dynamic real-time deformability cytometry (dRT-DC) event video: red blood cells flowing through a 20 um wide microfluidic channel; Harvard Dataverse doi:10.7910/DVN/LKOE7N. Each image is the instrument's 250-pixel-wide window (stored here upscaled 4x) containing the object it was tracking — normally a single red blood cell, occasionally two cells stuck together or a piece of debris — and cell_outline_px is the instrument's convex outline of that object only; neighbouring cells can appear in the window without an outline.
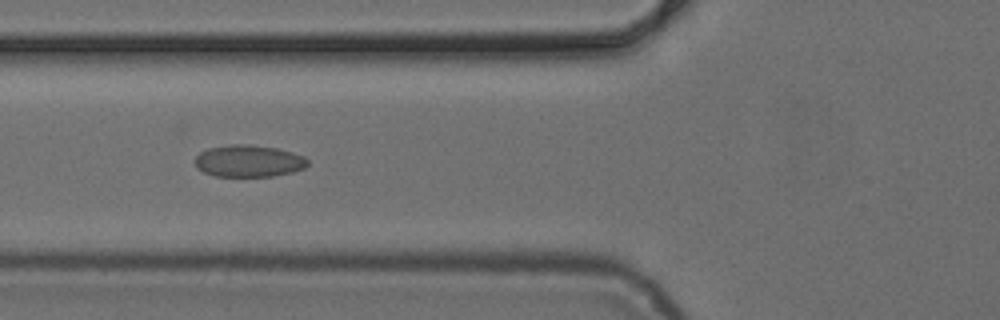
{"species": "common noctule bat (a hibernating species)", "species_latin": "Nyctalus noctula", "temperature_condition": "cold", "stored_images_in_passage": 7, "camera_frame_rate_fps": 3000, "um_per_image_px": 0.085, "animal": {"sex": "female", "body_mass_g": 24.6, "forearm_length_mm": 56.2}, "frame": {"image": 1, "passage_image": 6, "time_ms": 5.667, "image_size_px": [1000, 320], "cell_outline_px": [[308, 164], [304, 168], [292, 172], [272, 176], [216, 176], [204, 172], [196, 168], [196, 156], [200, 152], [208, 148], [232, 144], [248, 144], [276, 148], [292, 152], [304, 156], [308, 160]], "centroid_in_image_um": [21.14, 13.68], "position_along_channel_um": 104.7, "area_um2": 20.92}}
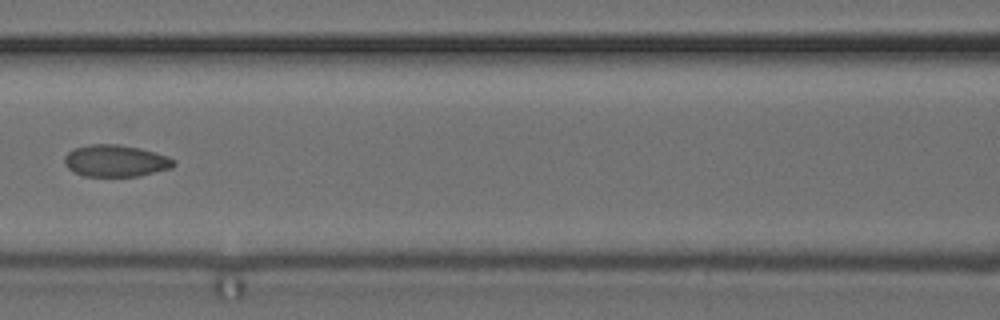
{"frame": {"image": 2, "passage_image": 7, "time_ms": 7.0, "image_size_px": [1000, 320], "cell_outline_px": [[176, 164], [172, 168], [136, 176], [84, 176], [68, 168], [64, 164], [64, 156], [72, 148], [92, 144], [116, 144], [140, 148], [168, 156], [176, 160]], "centroid_in_image_um": [9.83, 13.66], "position_along_channel_um": 156.8, "area_um2": 20.29}}